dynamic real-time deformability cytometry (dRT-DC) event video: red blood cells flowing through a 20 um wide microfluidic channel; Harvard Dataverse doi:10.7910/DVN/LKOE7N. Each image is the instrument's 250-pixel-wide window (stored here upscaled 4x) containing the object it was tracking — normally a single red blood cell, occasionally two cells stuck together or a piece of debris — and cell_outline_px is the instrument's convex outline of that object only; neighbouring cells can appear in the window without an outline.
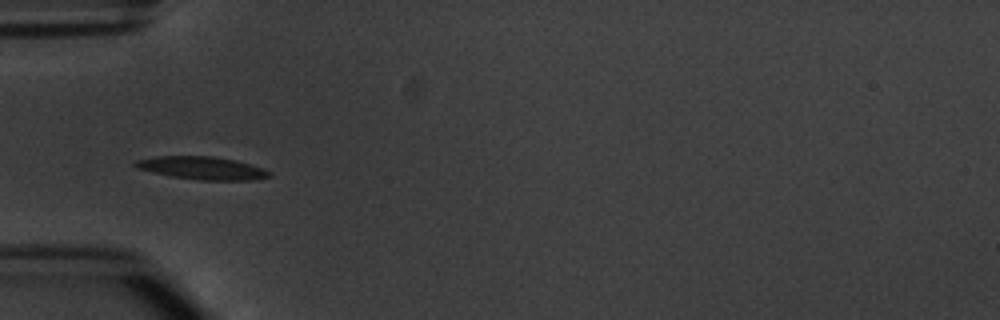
{"species": "common noctule bat (a hibernating species)", "species_latin": "Nyctalus noctula", "temperature_condition": "warm", "stored_images_in_passage": 7, "camera_frame_rate_fps": 3000, "um_per_image_px": 0.085, "animal": {"sex": "male", "body_mass_g": 20.1, "forearm_length_mm": 53.5}, "frame": {"image": 1, "passage_image": 5, "time_ms": 4.667, "image_size_px": [1000, 320], "cell_outline_px": [[272, 176], [252, 180], [200, 180], [172, 176], [152, 172], [136, 168], [132, 164], [136, 160], [156, 156], [212, 156], [236, 160], [272, 172]], "centroid_in_image_um": [17.15, 14.28], "position_along_channel_um": 67.8, "area_um2": 17.74}}